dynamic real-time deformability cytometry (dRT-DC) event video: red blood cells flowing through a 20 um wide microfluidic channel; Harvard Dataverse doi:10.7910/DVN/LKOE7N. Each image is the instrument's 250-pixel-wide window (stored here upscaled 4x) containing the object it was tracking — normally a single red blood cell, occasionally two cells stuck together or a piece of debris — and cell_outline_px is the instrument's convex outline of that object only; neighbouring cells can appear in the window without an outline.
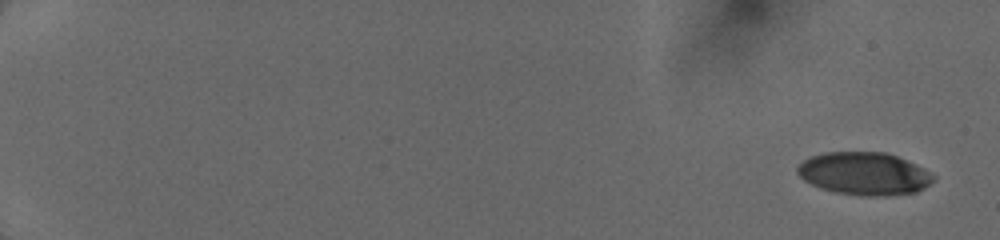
{"species": "human", "species_latin": "Homo sapiens", "temperature_condition": "cold", "stored_images_in_passage": 10, "camera_frame_rate_fps": 3000, "um_per_image_px": 0.085, "donor": {"sex": "female"}, "frame": {"image": 1, "passage_image": 1, "time_ms": 0.0, "image_size_px": [1000, 240], "cell_outline_px": [[936, 176], [924, 188], [916, 192], [892, 196], [860, 196], [832, 192], [820, 188], [804, 180], [796, 172], [796, 168], [804, 160], [812, 156], [824, 152], [884, 152], [896, 156]], "centroid_in_image_um": [73.41, 14.78], "position_along_channel_um": 11.6, "area_um2": 33.7}}